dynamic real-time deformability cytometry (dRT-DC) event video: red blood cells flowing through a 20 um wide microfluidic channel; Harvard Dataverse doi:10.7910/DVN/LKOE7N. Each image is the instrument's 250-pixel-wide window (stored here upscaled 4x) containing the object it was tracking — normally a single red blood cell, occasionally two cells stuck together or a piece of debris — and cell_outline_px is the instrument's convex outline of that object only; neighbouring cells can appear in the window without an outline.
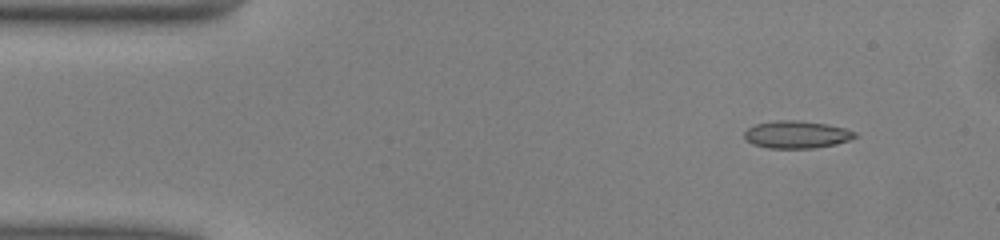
{"species": "common noctule bat (a hibernating species)", "species_latin": "Nyctalus noctula", "temperature_condition": "warm", "stored_images_in_passage": 45, "camera_frame_rate_fps": 3000, "um_per_image_px": 0.085, "animal": {"sex": "male", "body_mass_g": 13.0, "forearm_length_mm": 53.1}, "frame": {"image": 1, "passage_image": 1, "time_ms": 0.0, "image_size_px": [1000, 240], "cell_outline_px": [[856, 136], [848, 140], [836, 144], [812, 148], [768, 148], [752, 144], [744, 136], [744, 132], [748, 128], [756, 124], [772, 120], [800, 120], [828, 124], [844, 128], [856, 132]], "centroid_in_image_um": [67.7, 11.42], "position_along_channel_um": 17.3, "area_um2": 17.69}}
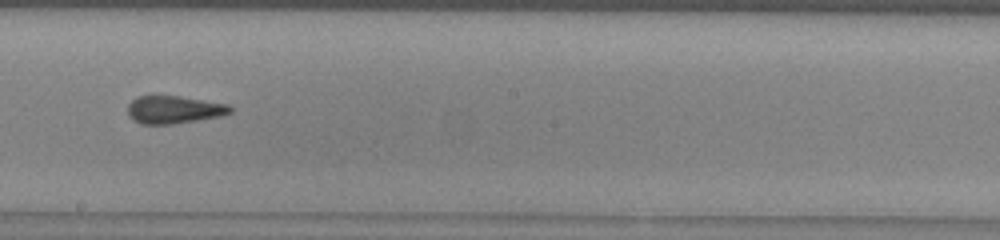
{"frame": {"image": 2, "passage_image": 23, "time_ms": 7.333, "image_size_px": [1000, 240], "cell_outline_px": [[232, 112], [220, 116], [172, 124], [140, 124], [132, 120], [128, 116], [128, 104], [136, 96], [180, 96], [228, 104], [232, 108]], "centroid_in_image_um": [14.75, 9.32], "position_along_channel_um": 233.4, "area_um2": 16.59}}
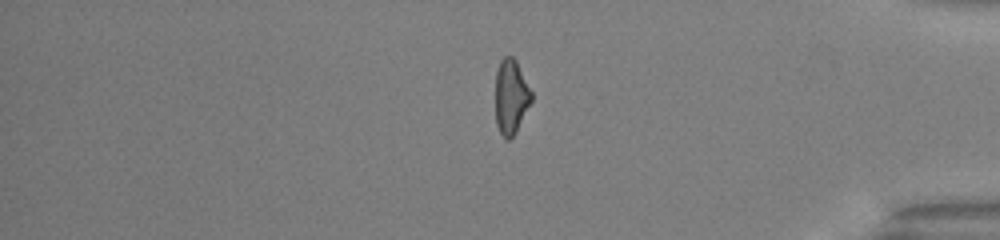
{"frame": {"image": 3, "passage_image": 37, "time_ms": 12.0, "image_size_px": [1000, 240], "cell_outline_px": [[532, 100], [516, 132], [508, 140], [504, 140], [496, 124], [496, 72], [500, 60], [504, 56], [512, 56], [516, 60], [532, 92]], "centroid_in_image_um": [43.43, 8.22], "position_along_channel_um": 391.8, "area_um2": 15.66}, "authors_computed_cell_mechanics": {"area_um2": 16.9354, "velocity_mm_per_s": 4.089, "shape_relaxation_time_tau1_ms": 4.9491, "shape_relaxation_time_tau2_ms": 1.1168, "deformation_change_tau1": 0.1347, "deformation_change_tau2": 0.0702}}